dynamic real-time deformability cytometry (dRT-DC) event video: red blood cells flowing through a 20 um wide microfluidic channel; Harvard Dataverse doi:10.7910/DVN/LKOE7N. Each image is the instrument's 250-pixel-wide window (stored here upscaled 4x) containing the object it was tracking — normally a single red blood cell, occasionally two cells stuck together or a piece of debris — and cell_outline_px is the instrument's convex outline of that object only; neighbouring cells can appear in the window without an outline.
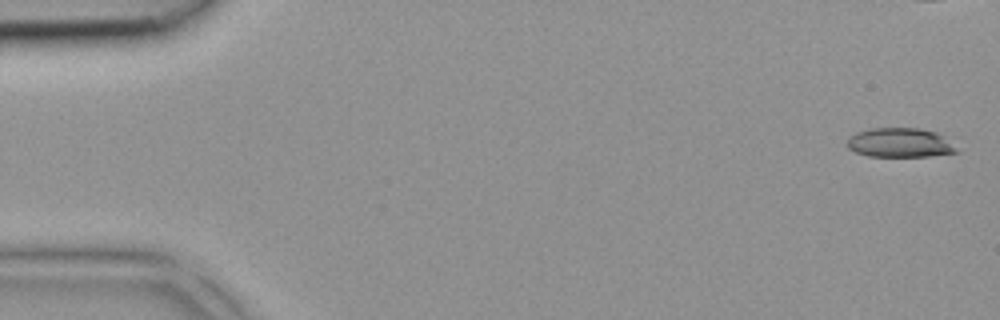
{"species": "common noctule bat (a hibernating species)", "species_latin": "Nyctalus noctula", "temperature_condition": "room temperature", "stored_images_in_passage": 13, "camera_frame_rate_fps": 3000, "um_per_image_px": 0.085, "animal": {"sex": "female", "body_mass_g": 18.4}, "frame": {"image": 1, "passage_image": 1, "time_ms": 0.0, "image_size_px": [1000, 320], "cell_outline_px": [[960, 152], [928, 156], [868, 156], [856, 152], [848, 148], [848, 136], [856, 132], [868, 128], [920, 128], [936, 132], [944, 136]], "centroid_in_image_um": [76.48, 12.12], "position_along_channel_um": 8.5, "area_um2": 18.73}}